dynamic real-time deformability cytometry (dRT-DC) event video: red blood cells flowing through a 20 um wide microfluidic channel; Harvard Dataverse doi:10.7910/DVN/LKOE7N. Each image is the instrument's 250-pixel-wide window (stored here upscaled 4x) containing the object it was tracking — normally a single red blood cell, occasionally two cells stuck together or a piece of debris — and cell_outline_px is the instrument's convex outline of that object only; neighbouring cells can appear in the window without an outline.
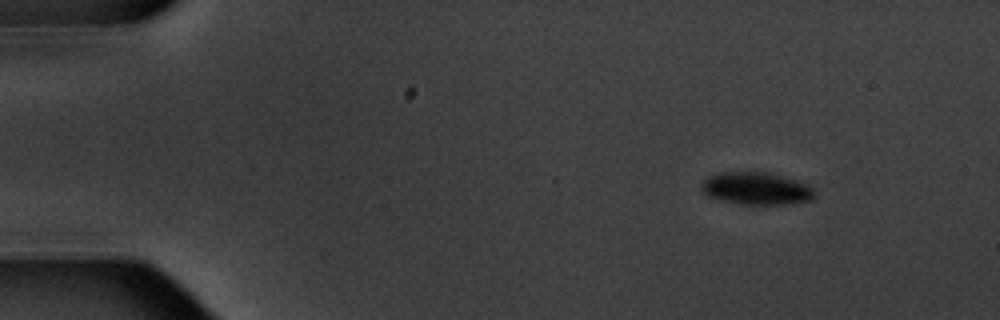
{"species": "common noctule bat (a hibernating species)", "species_latin": "Nyctalus noctula", "temperature_condition": "warm", "stored_images_in_passage": 4, "camera_frame_rate_fps": 3000, "um_per_image_px": 0.085, "animal": {"sex": "male", "body_mass_g": 20.1, "forearm_length_mm": 53.5}, "frame": {"image": 1, "passage_image": 1, "time_ms": 0.0, "image_size_px": [1000, 320], "cell_outline_px": [[812, 200], [788, 204], [740, 204], [708, 196], [704, 192], [700, 184], [708, 176], [716, 172], [768, 172], [796, 180], [808, 184], [812, 188]], "centroid_in_image_um": [64.26, 16.01], "position_along_channel_um": 20.7, "area_um2": 21.21}}
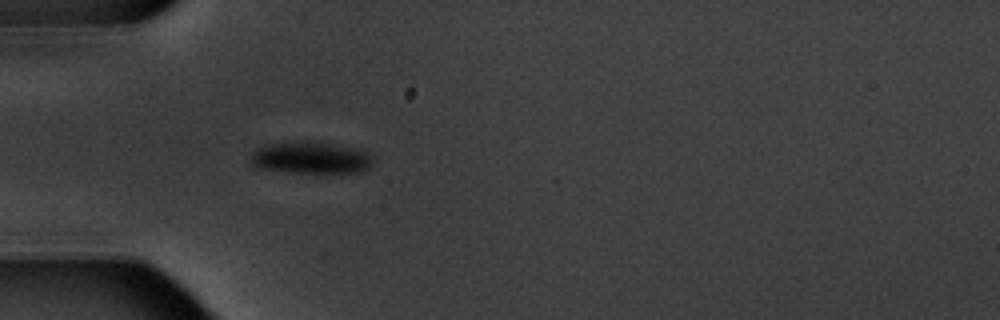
{"frame": {"image": 2, "passage_image": 4, "time_ms": 3.667, "image_size_px": [1000, 320], "cell_outline_px": [[372, 164], [368, 168], [360, 172], [320, 176], [316, 176], [260, 168], [252, 160], [252, 152], [268, 144], [328, 144], [352, 148], [364, 152], [372, 160]], "centroid_in_image_um": [26.48, 13.52], "position_along_channel_um": 58.5, "area_um2": 22.2}}